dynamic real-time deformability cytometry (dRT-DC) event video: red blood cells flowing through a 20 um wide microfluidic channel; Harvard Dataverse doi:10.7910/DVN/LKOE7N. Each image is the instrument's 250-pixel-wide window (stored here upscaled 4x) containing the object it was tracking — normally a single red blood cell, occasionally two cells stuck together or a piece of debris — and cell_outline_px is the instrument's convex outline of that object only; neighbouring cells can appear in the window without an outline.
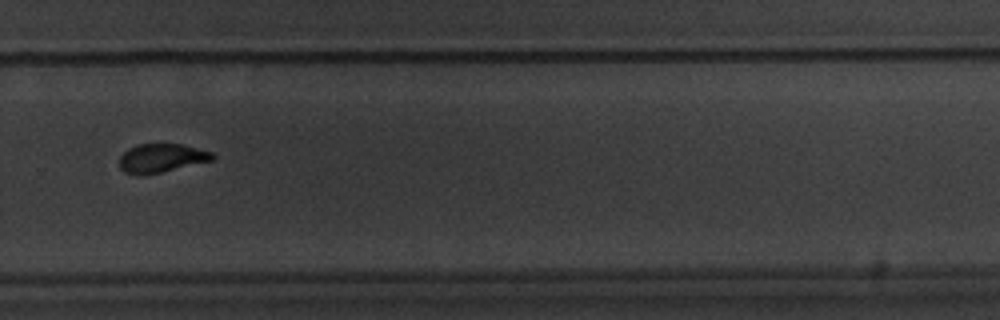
{"species": "common noctule bat (a hibernating species)", "species_latin": "Nyctalus noctula", "temperature_condition": "warm", "stored_images_in_passage": 16, "camera_frame_rate_fps": 3000, "um_per_image_px": 0.085, "animal": {"sex": "male", "body_mass_g": 20.1, "forearm_length_mm": 53.5}, "frame": {"image": 1, "passage_image": 12, "time_ms": 13.667, "image_size_px": [1000, 320], "cell_outline_px": [[216, 156], [212, 160], [144, 176], [136, 176], [124, 172], [120, 168], [120, 156], [128, 148], [136, 144], [180, 144], [212, 152]], "centroid_in_image_um": [13.67, 13.45], "position_along_channel_um": 316.1, "area_um2": 15.61}, "authors_computed_cell_mechanics": {"area_um2": 17.8602, "velocity_mm_per_s": 3.3722, "shape_relaxation_time_tau1_ms": 4.7936, "shape_relaxation_time_tau2_ms": 1.517, "deformation_change_tau1": 0.1463, "deformation_change_tau2": 0.0457}}